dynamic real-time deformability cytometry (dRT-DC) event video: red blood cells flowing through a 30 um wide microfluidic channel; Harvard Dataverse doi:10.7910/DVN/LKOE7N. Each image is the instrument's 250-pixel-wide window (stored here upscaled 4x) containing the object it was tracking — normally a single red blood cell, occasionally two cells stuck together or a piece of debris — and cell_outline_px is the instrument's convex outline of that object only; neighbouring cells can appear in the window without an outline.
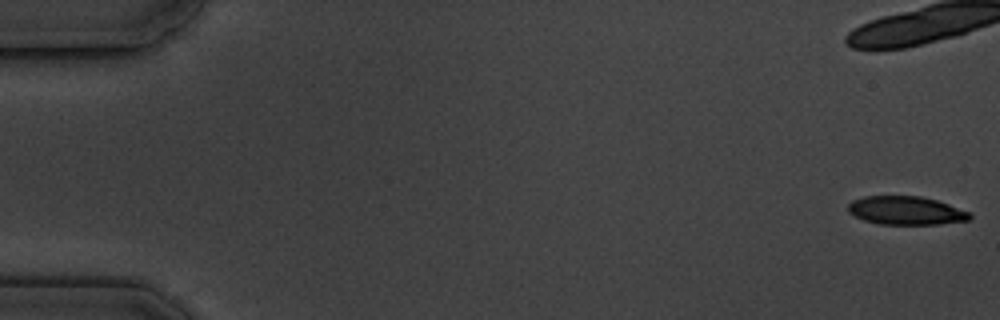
{"species": "common noctule bat (a hibernating species)", "species_latin": "Nyctalus noctula", "temperature_condition": "cold", "stored_images_in_passage": 10, "camera_frame_rate_fps": 3000, "um_per_image_px": 0.085, "animal": {"sex": "male", "body_mass_g": 19.5, "forearm_length_mm": 54.6}, "frame": {"image": 1, "passage_image": 1, "time_ms": 0.0, "image_size_px": [1000, 320], "cell_outline_px": [[972, 216], [968, 220], [940, 224], [880, 224], [864, 220], [848, 212], [848, 204], [852, 200], [864, 196], [920, 196], [936, 200], [972, 212]], "centroid_in_image_um": [77.02, 17.89], "position_along_channel_um": 8.0, "area_um2": 20.17}}
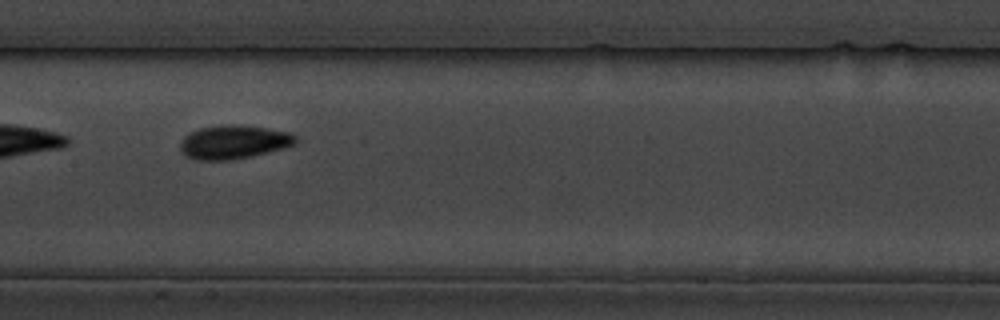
{"frame": {"image": 2, "passage_image": 9, "time_ms": 10.333, "image_size_px": [1000, 320], "cell_outline_px": [[296, 144], [284, 148], [252, 156], [232, 160], [196, 160], [184, 156], [180, 148], [180, 144], [184, 136], [200, 128], [232, 124], [268, 128], [292, 132], [296, 136]], "centroid_in_image_um": [19.88, 12.08], "position_along_channel_um": 187.5, "area_um2": 22.72}}